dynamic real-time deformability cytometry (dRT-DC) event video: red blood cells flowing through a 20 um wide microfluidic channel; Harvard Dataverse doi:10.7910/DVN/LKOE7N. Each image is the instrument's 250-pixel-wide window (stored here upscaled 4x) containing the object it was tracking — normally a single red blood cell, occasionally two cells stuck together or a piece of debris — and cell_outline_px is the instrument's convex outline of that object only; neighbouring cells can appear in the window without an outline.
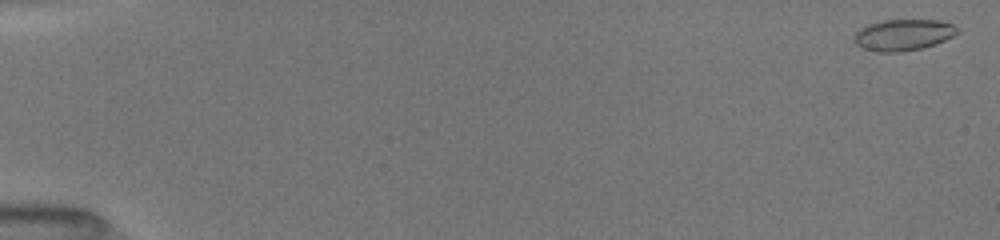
{"species": "common noctule bat (a hibernating species)", "species_latin": "Nyctalus noctula", "temperature_condition": "room temperature", "stored_images_in_passage": 42, "camera_frame_rate_fps": 3000, "um_per_image_px": 0.085, "animal": {"sex": "female", "body_mass_g": 19.5, "forearm_length_mm": 54.1}, "frame": {"image": 1, "passage_image": 2, "time_ms": 0.333, "image_size_px": [1000, 240], "cell_outline_px": [[960, 32], [936, 44], [920, 48], [900, 52], [876, 52], [860, 48], [852, 40], [852, 36], [860, 28], [868, 24], [884, 20], [940, 20], [952, 24], [960, 28]], "centroid_in_image_um": [76.75, 2.97], "position_along_channel_um": 8.3, "area_um2": 19.07}}
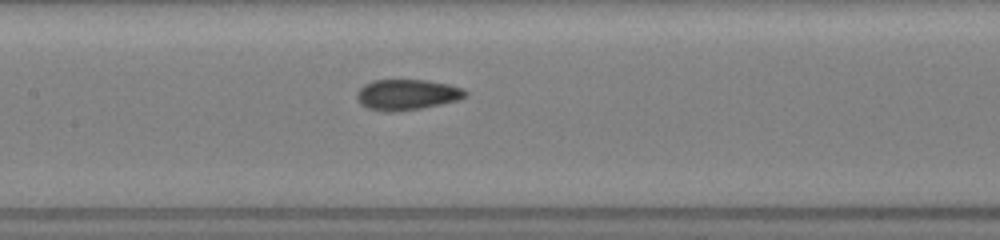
{"frame": {"image": 2, "passage_image": 21, "time_ms": 8.667, "image_size_px": [1000, 240], "cell_outline_px": [[468, 96], [456, 100], [440, 104], [420, 108], [388, 112], [368, 108], [360, 104], [356, 100], [356, 92], [364, 84], [372, 80], [428, 80], [448, 84], [464, 88], [468, 92]], "centroid_in_image_um": [34.58, 8.03], "position_along_channel_um": 172.8, "area_um2": 19.42}}
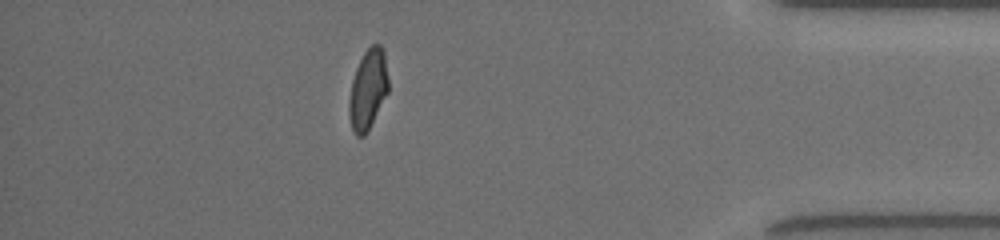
{"frame": {"image": 3, "passage_image": 37, "time_ms": 15.333, "image_size_px": [1000, 240], "cell_outline_px": [[388, 92], [364, 136], [356, 136], [352, 128], [348, 112], [348, 100], [352, 80], [356, 68], [364, 52], [372, 44], [380, 44], [384, 52], [388, 80]], "centroid_in_image_um": [31.26, 7.58], "position_along_channel_um": 403.9, "area_um2": 18.09}, "authors_computed_cell_mechanics": {"area_um2": 18.9295, "velocity_mm_per_s": 3.9949, "shape_relaxation_time_tau1_ms": 8.0985, "shape_relaxation_time_tau2_ms": 1.38, "deformation_change_tau1": 0.1848, "deformation_change_tau2": 0.0495}}